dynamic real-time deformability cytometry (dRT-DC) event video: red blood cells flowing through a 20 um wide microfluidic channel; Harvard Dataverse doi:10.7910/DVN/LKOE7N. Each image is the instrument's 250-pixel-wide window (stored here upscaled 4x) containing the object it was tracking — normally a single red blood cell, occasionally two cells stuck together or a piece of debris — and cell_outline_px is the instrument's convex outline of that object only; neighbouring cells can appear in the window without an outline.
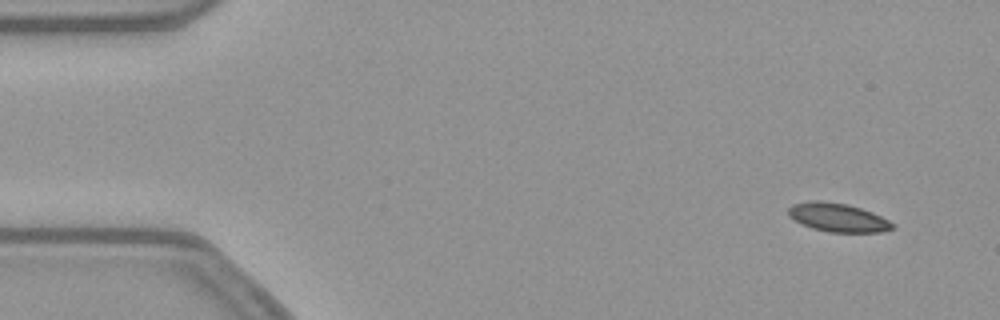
{"species": "common noctule bat (a hibernating species)", "species_latin": "Nyctalus noctula", "temperature_condition": "warm", "stored_images_in_passage": 51, "camera_frame_rate_fps": 3000, "um_per_image_px": 0.085, "animal": {"sex": "female", "body_mass_g": 21.9}, "frame": {"image": 1, "passage_image": 1, "time_ms": 0.0, "image_size_px": [1000, 320], "cell_outline_px": [[896, 228], [880, 232], [828, 232], [812, 228], [788, 216], [788, 208], [792, 204], [812, 200], [816, 200], [848, 204], [872, 212], [896, 224]], "centroid_in_image_um": [71.24, 18.48], "position_along_channel_um": 13.8, "area_um2": 17.34}}
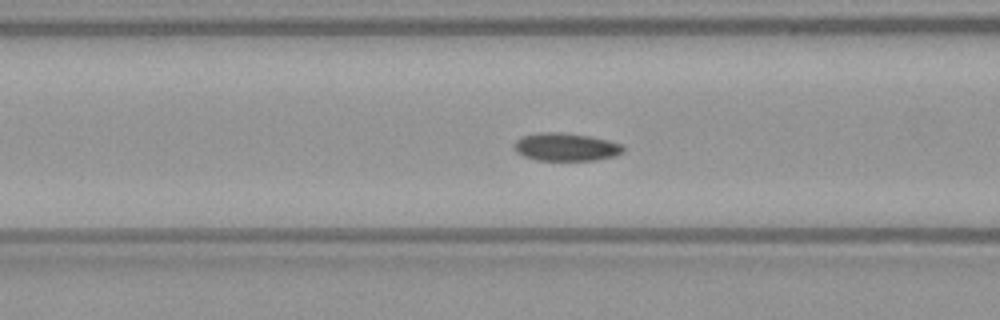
{"frame": {"image": 2, "passage_image": 18, "time_ms": 5.667, "image_size_px": [1000, 320], "cell_outline_px": [[624, 152], [616, 156], [596, 160], [536, 160], [524, 156], [516, 152], [512, 148], [512, 144], [516, 140], [524, 136], [540, 132], [560, 132], [592, 136], [608, 140], [620, 144], [624, 148]], "centroid_in_image_um": [48.09, 12.49], "position_along_channel_um": 118.5, "area_um2": 17.92}}
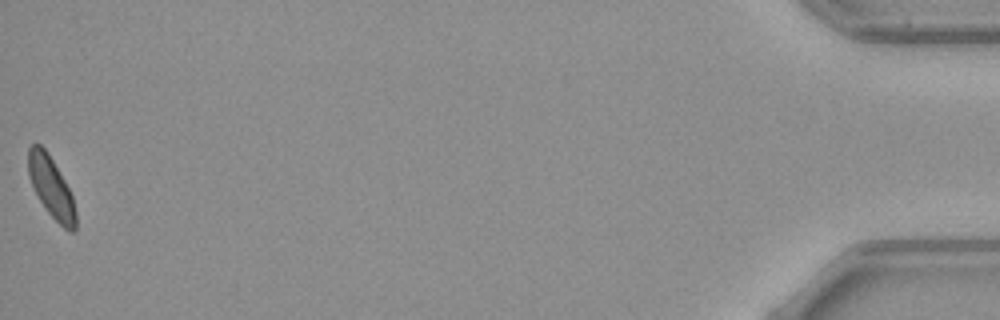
{"frame": {"image": 3, "passage_image": 51, "time_ms": 16.667, "image_size_px": [1000, 320], "cell_outline_px": [[76, 228], [72, 232], [64, 228], [48, 212], [40, 200], [28, 176], [28, 148], [32, 144], [40, 144], [48, 152], [64, 180], [72, 196], [76, 212]], "centroid_in_image_um": [4.35, 15.9], "position_along_channel_um": 430.9, "area_um2": 16.53}}